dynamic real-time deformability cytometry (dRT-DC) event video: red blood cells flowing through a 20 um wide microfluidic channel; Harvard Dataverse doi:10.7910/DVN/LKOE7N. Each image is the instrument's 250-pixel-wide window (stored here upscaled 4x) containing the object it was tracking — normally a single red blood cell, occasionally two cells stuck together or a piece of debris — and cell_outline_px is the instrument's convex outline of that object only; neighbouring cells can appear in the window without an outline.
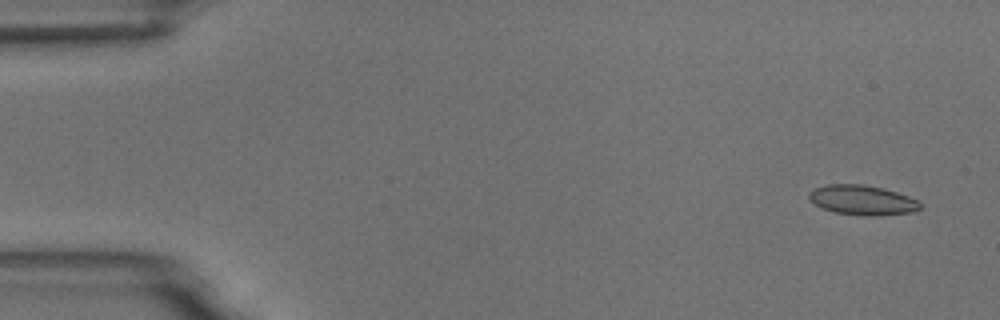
{"species": "common noctule bat (a hibernating species)", "species_latin": "Nyctalus noctula", "temperature_condition": "room temperature", "stored_images_in_passage": 6, "camera_frame_rate_fps": 3000, "um_per_image_px": 0.085, "animal": {"sex": "male", "body_mass_g": 18.8}, "frame": {"image": 1, "passage_image": 1, "time_ms": 0.0, "image_size_px": [1000, 320], "cell_outline_px": [[920, 208], [912, 212], [880, 216], [864, 216], [836, 212], [824, 208], [816, 204], [808, 196], [808, 192], [816, 188], [828, 184], [864, 184], [884, 188], [920, 200]], "centroid_in_image_um": [73.34, 17.0], "position_along_channel_um": 11.7, "area_um2": 19.25}}
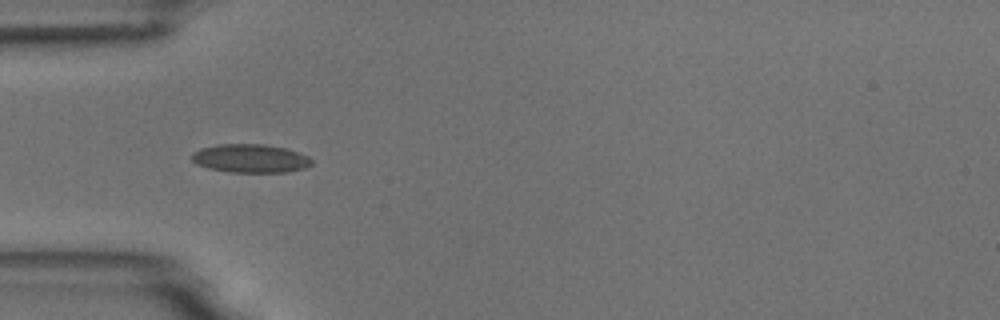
{"frame": {"image": 2, "passage_image": 5, "time_ms": 4.667, "image_size_px": [1000, 320], "cell_outline_px": [[312, 164], [304, 168], [288, 172], [228, 172], [208, 168], [196, 164], [192, 160], [192, 152], [200, 148], [216, 144], [264, 144], [284, 148], [308, 156], [312, 160]], "centroid_in_image_um": [21.25, 13.46], "position_along_channel_um": 63.8, "area_um2": 19.94}}